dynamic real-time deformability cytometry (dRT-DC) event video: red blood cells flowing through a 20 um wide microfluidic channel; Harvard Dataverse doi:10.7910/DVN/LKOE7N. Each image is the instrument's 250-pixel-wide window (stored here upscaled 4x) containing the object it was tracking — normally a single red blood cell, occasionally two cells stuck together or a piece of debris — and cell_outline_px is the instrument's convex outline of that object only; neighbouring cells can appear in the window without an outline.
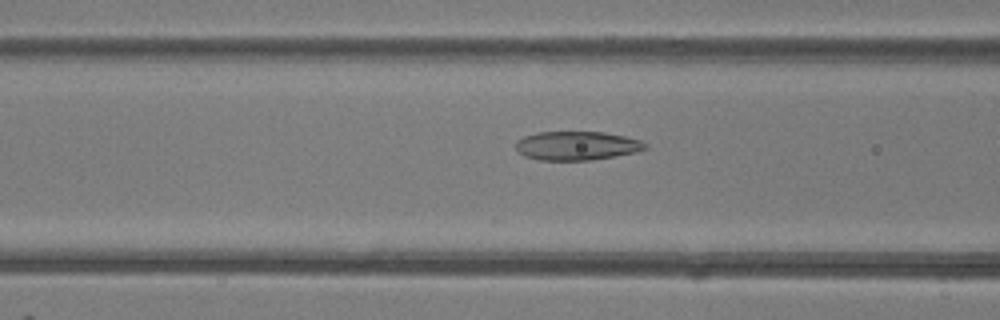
{"species": "common noctule bat (a hibernating species)", "species_latin": "Nyctalus noctula", "temperature_condition": "room temperature", "stored_images_in_passage": 35, "camera_frame_rate_fps": 3000, "um_per_image_px": 0.085, "animal": {"sex": "female"}, "frame": {"image": 1, "passage_image": 12, "time_ms": 3.667, "image_size_px": [1000, 320], "cell_outline_px": [[648, 148], [636, 152], [592, 160], [540, 160], [524, 156], [516, 148], [516, 140], [524, 136], [536, 132], [604, 132], [624, 136], [640, 140], [648, 144]], "centroid_in_image_um": [49.03, 12.38], "position_along_channel_um": 117.6, "area_um2": 21.79}}
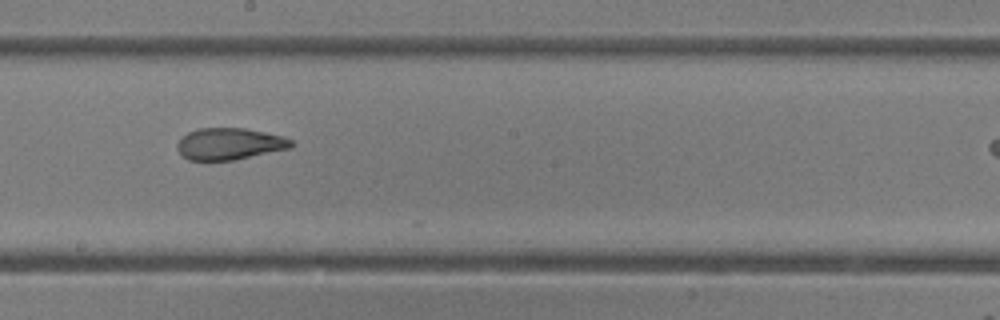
{"frame": {"image": 2, "passage_image": 20, "time_ms": 6.333, "image_size_px": [1000, 320], "cell_outline_px": [[296, 144], [292, 148], [232, 160], [188, 160], [176, 148], [176, 144], [188, 132], [200, 128], [244, 128], [284, 136], [292, 140]], "centroid_in_image_um": [19.55, 12.22], "position_along_channel_um": 228.7, "area_um2": 21.04}}
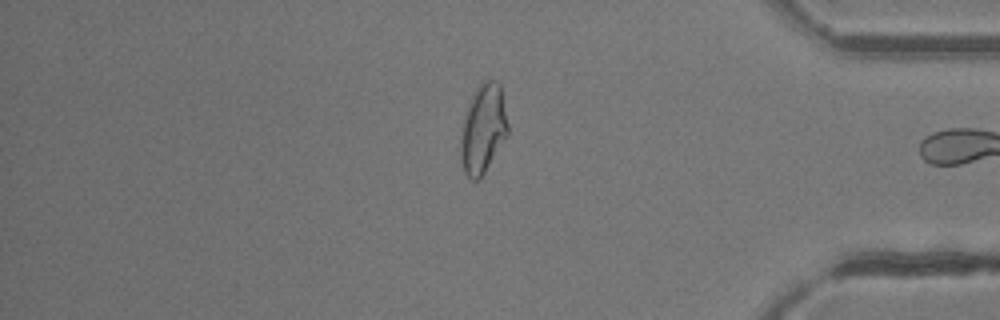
{"frame": {"image": 3, "passage_image": 34, "time_ms": 11.0, "image_size_px": [1000, 320], "cell_outline_px": [[508, 136], [480, 180], [472, 180], [464, 172], [460, 156], [460, 140], [464, 116], [468, 104], [480, 80], [496, 80], [500, 84], [508, 124]], "centroid_in_image_um": [41.06, 10.96], "position_along_channel_um": 394.1, "area_um2": 24.8}}